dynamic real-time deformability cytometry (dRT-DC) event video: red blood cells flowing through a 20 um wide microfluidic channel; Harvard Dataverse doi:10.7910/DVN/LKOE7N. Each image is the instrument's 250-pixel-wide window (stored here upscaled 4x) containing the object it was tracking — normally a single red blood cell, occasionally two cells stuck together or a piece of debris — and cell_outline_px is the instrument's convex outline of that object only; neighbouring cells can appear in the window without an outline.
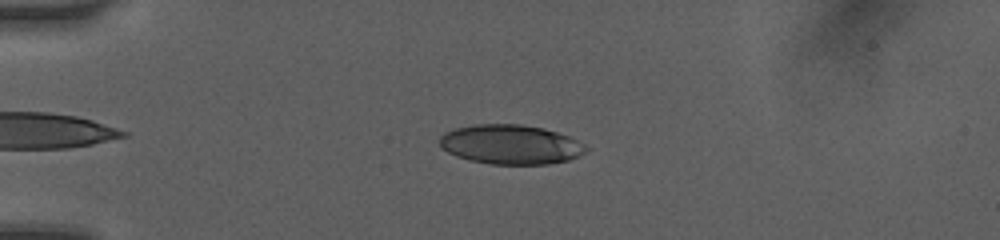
{"species": "human", "species_latin": "Homo sapiens", "temperature_condition": "room temperature", "stored_images_in_passage": 43, "camera_frame_rate_fps": 3000, "um_per_image_px": 0.085, "donor": {"sex": "female"}, "frame": {"image": 1, "passage_image": 9, "time_ms": 2.667, "image_size_px": [1000, 240], "cell_outline_px": [[588, 152], [568, 160], [548, 164], [488, 164], [456, 156], [448, 152], [440, 144], [440, 136], [444, 132], [456, 128], [476, 124], [520, 124], [544, 128], [568, 136], [584, 144], [588, 148]], "centroid_in_image_um": [43.42, 12.28], "position_along_channel_um": 41.6, "area_um2": 33.58}}
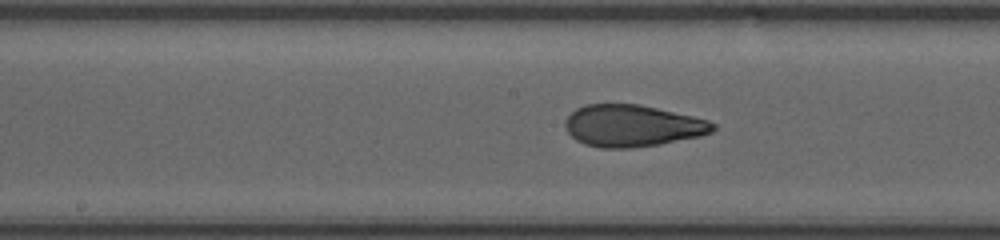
{"frame": {"image": 2, "passage_image": 21, "time_ms": 7.333, "image_size_px": [1000, 240], "cell_outline_px": [[716, 128], [712, 132], [700, 136], [660, 144], [628, 148], [600, 148], [584, 144], [576, 140], [564, 128], [564, 120], [576, 108], [584, 104], [640, 104], [692, 116], [708, 120], [716, 124]], "centroid_in_image_um": [53.72, 10.69], "position_along_channel_um": 194.5, "area_um2": 36.13}}
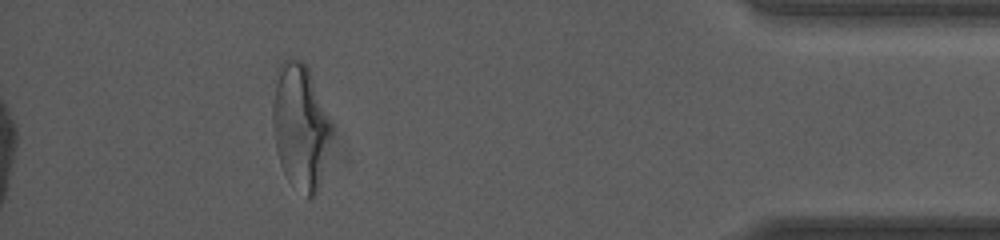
{"frame": {"image": 3, "passage_image": 39, "time_ms": 13.667, "image_size_px": [1000, 240], "cell_outline_px": [[328, 136], [320, 184], [316, 192], [308, 200], [288, 180], [280, 164], [276, 152], [272, 128], [272, 104], [276, 68], [288, 56], [300, 60], [308, 64], [328, 124]], "centroid_in_image_um": [25.42, 10.71], "position_along_channel_um": 409.8, "area_um2": 41.96}, "authors_computed_cell_mechanics": {"area_um2": 36.125, "velocity_mm_per_s": 4.1182, "shape_relaxation_time_tau1_ms": 4.3667, "shape_relaxation_time_tau2_ms": 1.271, "deformation_change_tau1": 0.183, "deformation_change_tau2": 0.084}}